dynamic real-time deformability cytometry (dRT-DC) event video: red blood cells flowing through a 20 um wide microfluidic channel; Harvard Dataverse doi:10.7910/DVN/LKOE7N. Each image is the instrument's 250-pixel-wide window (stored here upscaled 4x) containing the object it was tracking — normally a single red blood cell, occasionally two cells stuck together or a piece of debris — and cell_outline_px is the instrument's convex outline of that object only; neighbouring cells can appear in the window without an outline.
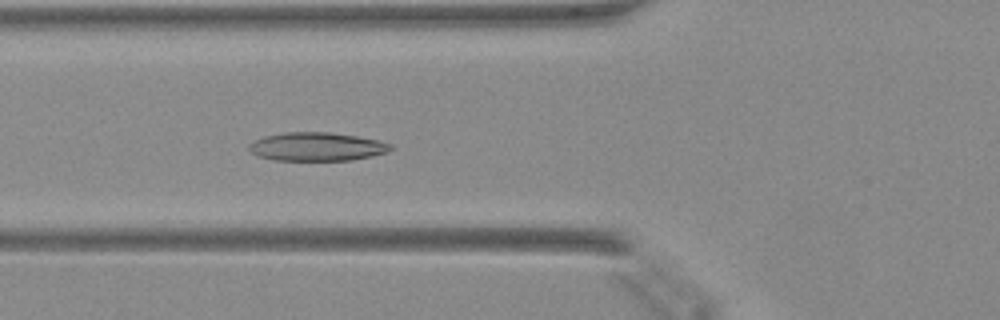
{"species": "Egyptian fruit bat (a non-hibernating species)", "species_latin": "Rousettus aegyptiacus", "temperature_condition": "warm", "stored_images_in_passage": 48, "camera_frame_rate_fps": 3000, "um_per_image_px": 0.085, "animal": {"sex": "female"}, "frame": {"image": 1, "passage_image": 18, "time_ms": 5.667, "image_size_px": [1000, 320], "cell_outline_px": [[392, 148], [388, 152], [372, 156], [352, 160], [276, 160], [260, 156], [252, 152], [248, 148], [256, 140], [264, 136], [284, 132], [328, 132], [356, 136], [376, 140], [392, 144]], "centroid_in_image_um": [26.97, 12.46], "position_along_channel_um": 98.8, "area_um2": 23.24}}
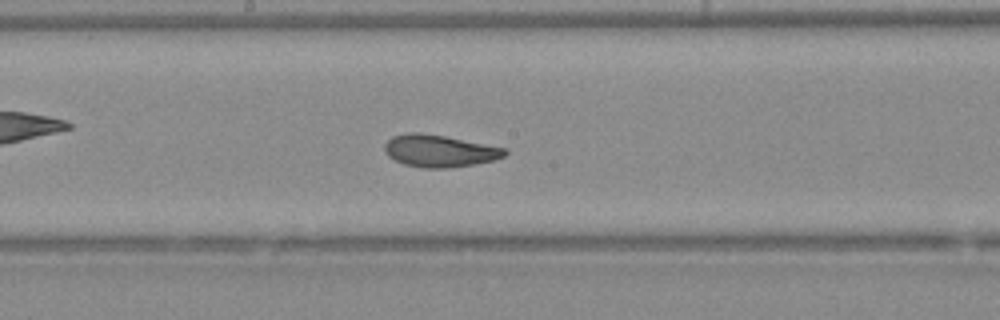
{"frame": {"image": 2, "passage_image": 26, "time_ms": 8.333, "image_size_px": [1000, 320], "cell_outline_px": [[508, 152], [504, 156], [492, 160], [476, 164], [448, 168], [420, 168], [404, 164], [388, 156], [384, 152], [384, 144], [392, 136], [408, 132], [420, 132], [444, 136], [504, 148]], "centroid_in_image_um": [37.3, 12.83], "position_along_channel_um": 210.9, "area_um2": 22.43}}
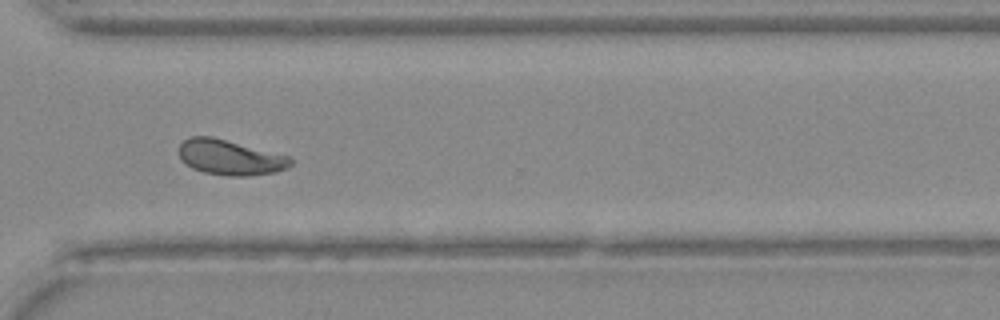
{"frame": {"image": 3, "passage_image": 36, "time_ms": 11.667, "image_size_px": [1000, 320], "cell_outline_px": [[292, 164], [288, 168], [276, 172], [248, 176], [228, 176], [204, 172], [192, 168], [180, 160], [180, 144], [184, 140], [192, 136], [212, 136], [288, 156], [292, 160]], "centroid_in_image_um": [19.55, 13.39], "position_along_channel_um": 351.0, "area_um2": 22.83}}